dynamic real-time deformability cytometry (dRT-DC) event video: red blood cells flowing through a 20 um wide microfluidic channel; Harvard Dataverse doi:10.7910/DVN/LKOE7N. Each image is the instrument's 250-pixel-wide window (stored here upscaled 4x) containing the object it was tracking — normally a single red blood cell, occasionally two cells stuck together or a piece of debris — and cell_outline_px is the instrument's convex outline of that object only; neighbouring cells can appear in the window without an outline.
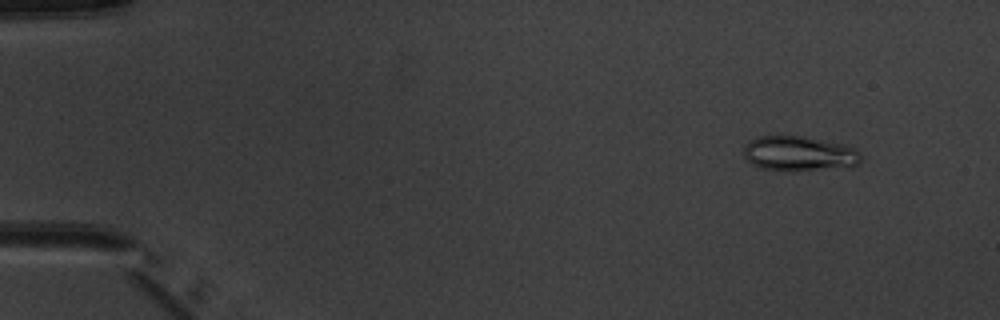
{"species": "common noctule bat (a hibernating species)", "species_latin": "Nyctalus noctula", "temperature_condition": "warm", "stored_images_in_passage": 6, "camera_frame_rate_fps": 3000, "um_per_image_px": 0.085, "animal": {"sex": "male", "body_mass_g": 20.1, "forearm_length_mm": 53.5}, "frame": {"image": 1, "passage_image": 2, "time_ms": 1.333, "image_size_px": [1000, 320], "cell_outline_px": [[860, 164], [852, 168], [796, 172], [780, 172], [760, 168], [752, 164], [744, 156], [744, 144], [748, 140], [760, 136], [784, 132], [844, 144], [856, 148], [860, 152]], "centroid_in_image_um": [67.93, 13.06], "position_along_channel_um": 17.1, "area_um2": 25.55}}
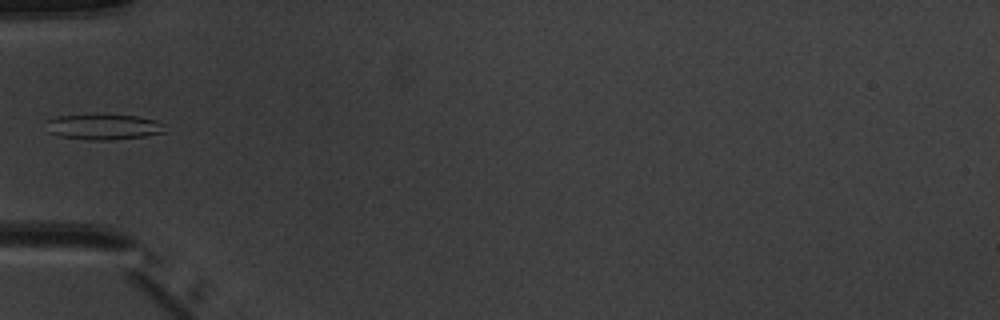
{"frame": {"image": 2, "passage_image": 5, "time_ms": 5.667, "image_size_px": [1000, 320], "cell_outline_px": [[168, 132], [144, 136], [108, 140], [88, 140], [60, 136], [48, 132], [48, 120], [56, 116], [96, 112], [136, 116], [156, 120], [164, 124]], "centroid_in_image_um": [8.82, 10.74], "position_along_channel_um": 76.2, "area_um2": 18.38}}